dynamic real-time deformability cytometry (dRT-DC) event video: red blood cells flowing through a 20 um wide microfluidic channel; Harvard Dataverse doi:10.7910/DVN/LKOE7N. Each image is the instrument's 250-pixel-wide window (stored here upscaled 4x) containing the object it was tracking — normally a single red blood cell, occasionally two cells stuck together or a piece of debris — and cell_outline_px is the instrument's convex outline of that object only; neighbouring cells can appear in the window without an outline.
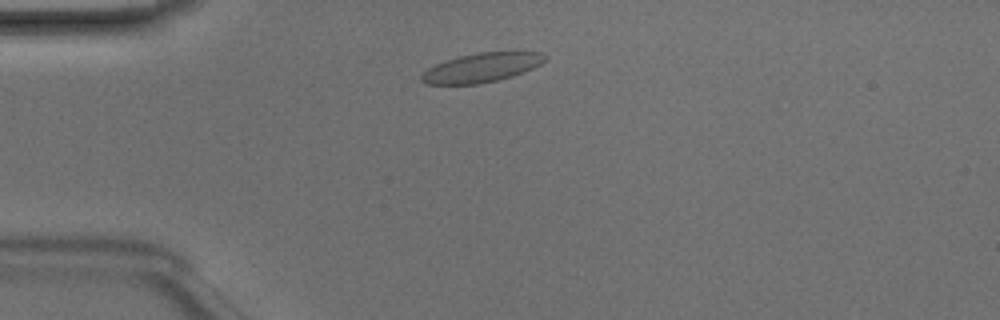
{"species": "Egyptian fruit bat (a non-hibernating species)", "species_latin": "Rousettus aegyptiacus", "temperature_condition": "room temperature", "stored_images_in_passage": 26, "camera_frame_rate_fps": 3000, "um_per_image_px": 0.085, "animal": {"sex": "male"}, "frame": {"image": 1, "passage_image": 2, "time_ms": 0.333, "image_size_px": [1000, 320], "cell_outline_px": [[548, 56], [540, 64], [524, 72], [512, 76], [480, 84], [428, 84], [420, 80], [420, 76], [428, 68], [436, 64], [460, 56], [476, 52], [540, 52]], "centroid_in_image_um": [40.93, 5.75], "position_along_channel_um": 44.1, "area_um2": 20.75}}
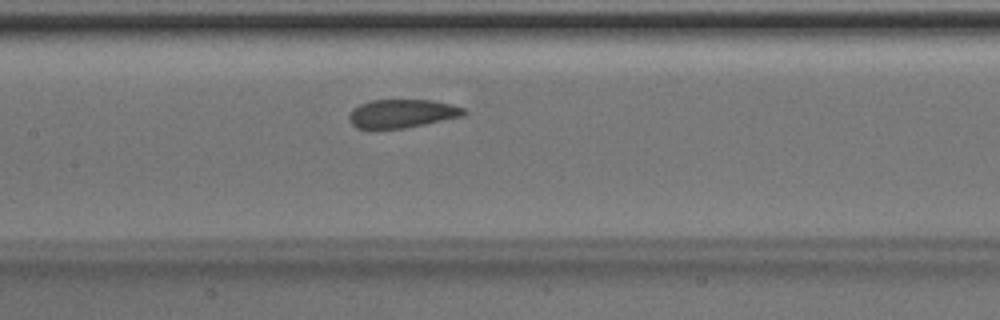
{"frame": {"image": 2, "passage_image": 13, "time_ms": 4.0, "image_size_px": [1000, 320], "cell_outline_px": [[468, 112], [464, 116], [404, 128], [356, 128], [348, 120], [348, 116], [352, 108], [360, 104], [372, 100], [432, 100], [452, 104], [464, 108]], "centroid_in_image_um": [34.18, 9.64], "position_along_channel_um": 173.2, "area_um2": 19.07}}
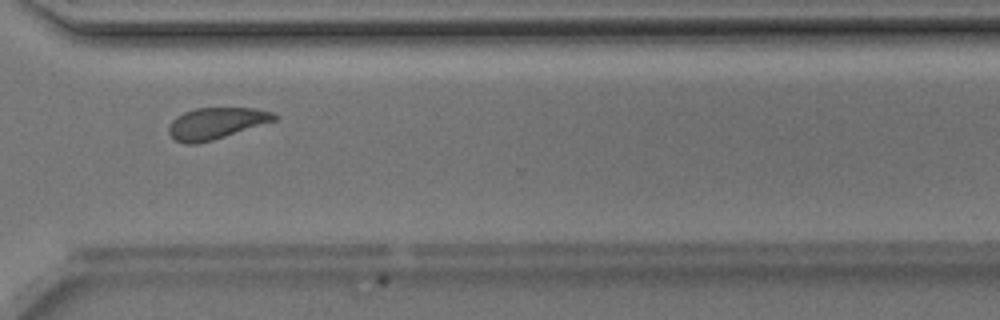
{"frame": {"image": 3, "passage_image": 26, "time_ms": 8.333, "image_size_px": [1000, 320], "cell_outline_px": [[280, 116], [276, 120], [212, 140], [196, 144], [184, 144], [176, 140], [168, 132], [168, 128], [172, 120], [176, 116], [184, 112], [196, 108], [252, 108], [272, 112]], "centroid_in_image_um": [18.35, 10.48], "position_along_channel_um": 352.2, "area_um2": 19.19}}